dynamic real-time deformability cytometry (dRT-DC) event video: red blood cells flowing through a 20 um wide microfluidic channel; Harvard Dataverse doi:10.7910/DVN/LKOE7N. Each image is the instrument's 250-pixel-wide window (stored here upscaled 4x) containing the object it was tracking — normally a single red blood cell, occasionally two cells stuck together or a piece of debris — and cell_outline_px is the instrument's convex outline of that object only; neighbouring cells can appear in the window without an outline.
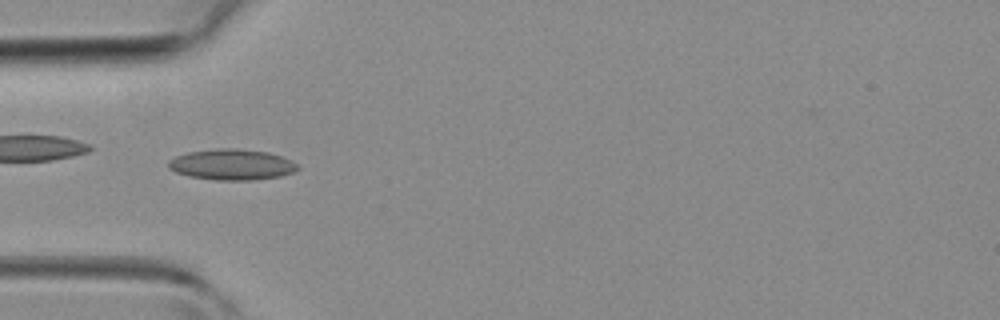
{"species": "common noctule bat (a hibernating species)", "species_latin": "Nyctalus noctula", "temperature_condition": "room temperature", "stored_images_in_passage": 39, "camera_frame_rate_fps": 3000, "um_per_image_px": 0.085, "animal": {"sex": "female", "body_mass_g": 19.3, "forearm_length_mm": 54.1}, "frame": {"image": 1, "passage_image": 10, "time_ms": 3.0, "image_size_px": [1000, 320], "cell_outline_px": [[300, 168], [292, 172], [280, 176], [252, 180], [216, 180], [188, 176], [176, 172], [168, 168], [168, 160], [176, 156], [188, 152], [216, 148], [236, 148], [268, 152], [292, 160]], "centroid_in_image_um": [19.68, 13.98], "position_along_channel_um": 65.3, "area_um2": 23.24}}
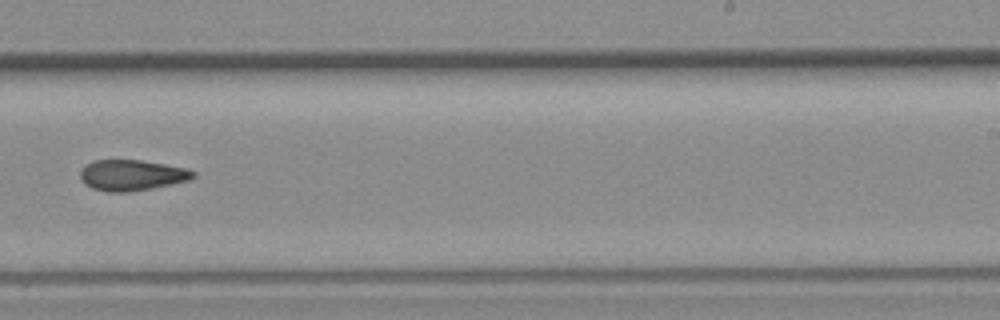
{"frame": {"image": 2, "passage_image": 23, "time_ms": 7.333, "image_size_px": [1000, 320], "cell_outline_px": [[196, 176], [188, 180], [172, 184], [132, 192], [108, 192], [92, 188], [84, 184], [80, 176], [80, 172], [92, 160], [140, 160], [164, 164], [184, 168], [196, 172]], "centroid_in_image_um": [11.2, 14.9], "position_along_channel_um": 277.8, "area_um2": 20.17}}
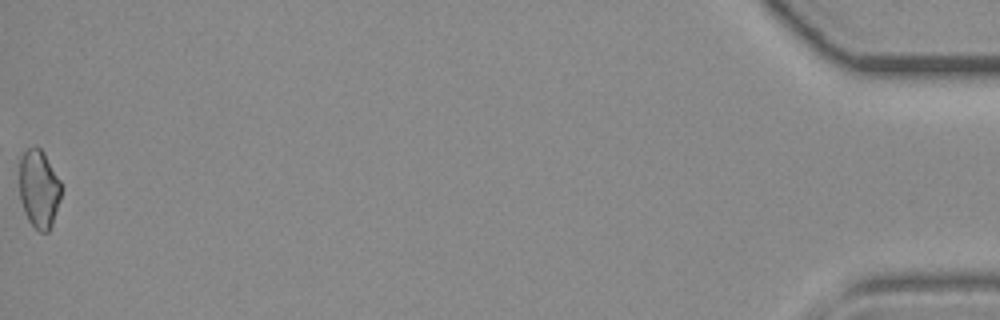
{"frame": {"image": 3, "passage_image": 39, "time_ms": 12.667, "image_size_px": [1000, 320], "cell_outline_px": [[60, 196], [52, 224], [48, 232], [40, 232], [28, 220], [24, 212], [20, 200], [20, 160], [24, 152], [28, 148], [40, 148], [44, 152], [60, 180]], "centroid_in_image_um": [3.3, 16.06], "position_along_channel_um": 431.9, "area_um2": 18.73}}